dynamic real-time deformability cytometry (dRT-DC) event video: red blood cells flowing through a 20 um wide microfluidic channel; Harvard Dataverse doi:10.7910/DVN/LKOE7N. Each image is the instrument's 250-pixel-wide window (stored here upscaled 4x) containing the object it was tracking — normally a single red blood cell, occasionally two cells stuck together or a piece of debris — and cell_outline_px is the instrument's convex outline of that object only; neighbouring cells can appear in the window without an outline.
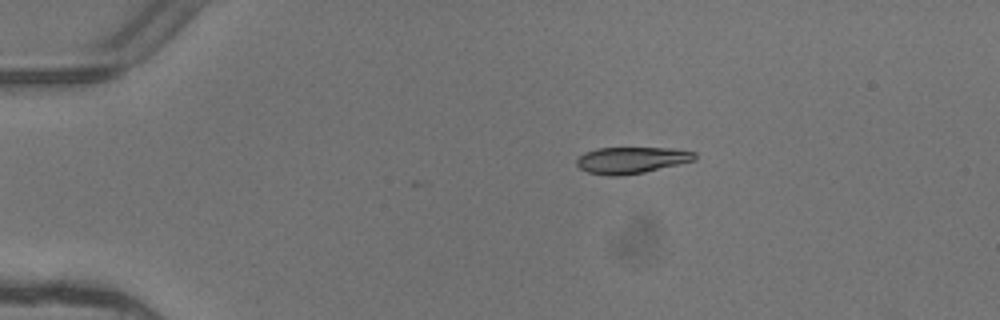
{"species": "common noctule bat (a hibernating species)", "species_latin": "Nyctalus noctula", "temperature_condition": "warm", "stored_images_in_passage": 5, "camera_frame_rate_fps": 3000, "um_per_image_px": 0.085, "animal": {"sex": "female"}, "frame": {"image": 1, "passage_image": 1, "time_ms": 0.0, "image_size_px": [1000, 320], "cell_outline_px": [[696, 160], [644, 172], [620, 176], [608, 176], [588, 172], [580, 168], [576, 164], [576, 160], [584, 152], [596, 148], [672, 148], [696, 152]], "centroid_in_image_um": [53.67, 13.61], "position_along_channel_um": 31.3, "area_um2": 18.26}}
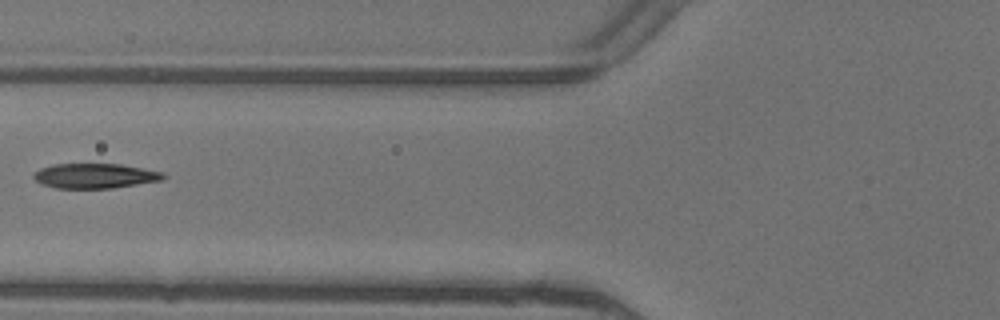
{"frame": {"image": 2, "passage_image": 4, "time_ms": 1.0, "image_size_px": [1000, 320], "cell_outline_px": [[168, 176], [160, 180], [112, 188], [56, 188], [40, 184], [32, 176], [40, 168], [52, 164], [120, 164], [164, 172]], "centroid_in_image_um": [8.06, 14.94], "position_along_channel_um": 117.7, "area_um2": 18.73}}
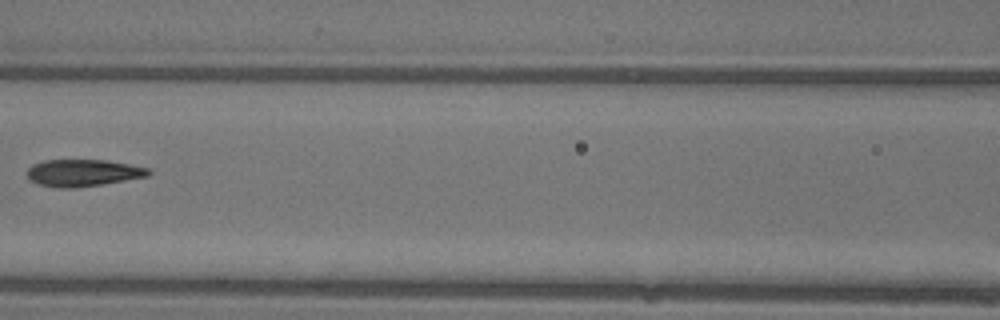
{"frame": {"image": 3, "passage_image": 5, "time_ms": 1.333, "image_size_px": [1000, 320], "cell_outline_px": [[152, 172], [148, 176], [100, 184], [72, 188], [60, 188], [40, 184], [28, 180], [28, 168], [32, 164], [44, 160], [108, 160], [152, 168]], "centroid_in_image_um": [7.08, 14.68], "position_along_channel_um": 159.5, "area_um2": 19.07}}